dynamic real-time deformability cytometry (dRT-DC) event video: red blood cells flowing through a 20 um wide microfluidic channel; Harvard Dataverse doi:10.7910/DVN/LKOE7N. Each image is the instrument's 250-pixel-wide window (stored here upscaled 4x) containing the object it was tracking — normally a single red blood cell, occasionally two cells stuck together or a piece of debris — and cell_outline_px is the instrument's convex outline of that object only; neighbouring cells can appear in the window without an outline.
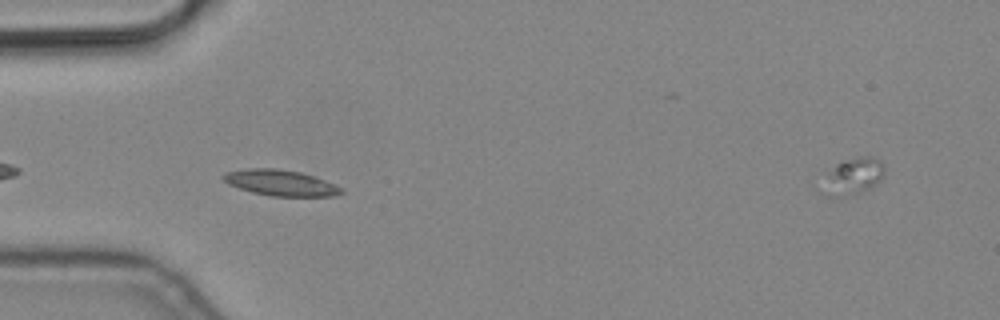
{"species": "common noctule bat (a hibernating species)", "species_latin": "Nyctalus noctula", "temperature_condition": "cold", "stored_images_in_passage": 6, "segment_of_instrument_passage": [2, 2], "camera_frame_rate_fps": 3000, "um_per_image_px": 0.085, "animal": {"sex": "male", "body_mass_g": 19.2, "forearm_length_mm": 51.8}, "frame": {"image": 1, "passage_image": 5, "time_ms": 1.333, "image_size_px": [1000, 320], "cell_outline_px": [[344, 192], [332, 196], [272, 196], [252, 192], [228, 184], [220, 176], [224, 172], [248, 168], [276, 168], [300, 172], [336, 184], [344, 188]], "centroid_in_image_um": [23.84, 15.53], "position_along_channel_um": 61.2, "area_um2": 17.8}}
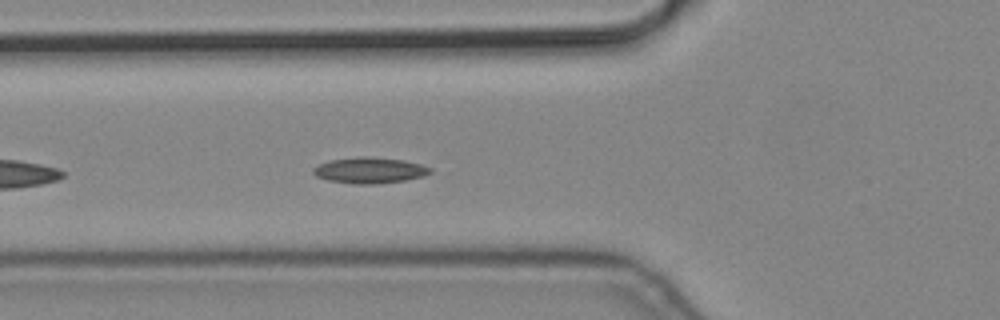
{"frame": {"image": 2, "passage_image": 6, "time_ms": 1.667, "image_size_px": [1000, 320], "cell_outline_px": [[432, 172], [424, 176], [404, 180], [376, 184], [352, 184], [328, 180], [316, 176], [312, 172], [312, 168], [328, 160], [360, 156], [372, 156], [404, 160], [420, 164], [432, 168]], "centroid_in_image_um": [31.41, 14.47], "position_along_channel_um": 94.4, "area_um2": 17.86}}